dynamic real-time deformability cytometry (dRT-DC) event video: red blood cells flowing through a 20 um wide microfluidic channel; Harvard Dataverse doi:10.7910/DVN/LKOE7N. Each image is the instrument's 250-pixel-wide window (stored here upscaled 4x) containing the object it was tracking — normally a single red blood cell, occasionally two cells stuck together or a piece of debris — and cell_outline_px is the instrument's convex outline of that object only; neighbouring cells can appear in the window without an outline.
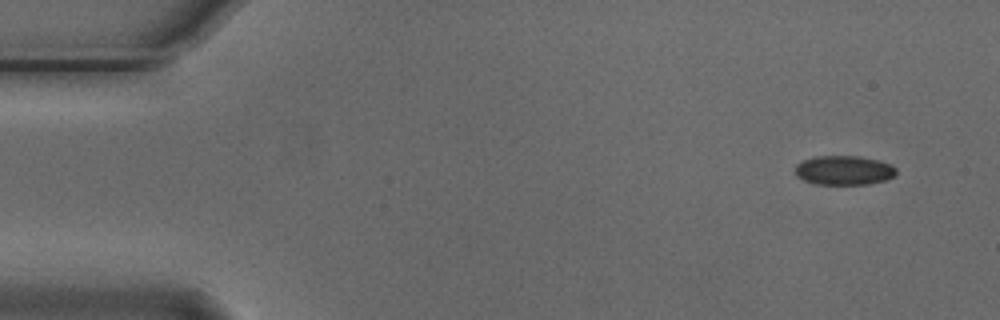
{"species": "Egyptian fruit bat (a non-hibernating species)", "species_latin": "Rousettus aegyptiacus", "temperature_condition": "cold", "stored_images_in_passage": 6, "camera_frame_rate_fps": 3000, "um_per_image_px": 0.085, "animal": {"sex": "male"}, "frame": {"image": 1, "passage_image": 1, "time_ms": 0.0, "image_size_px": [1000, 320], "cell_outline_px": [[896, 176], [884, 180], [868, 184], [816, 184], [804, 180], [796, 176], [796, 164], [804, 160], [816, 156], [860, 156], [880, 160], [892, 164], [896, 168]], "centroid_in_image_um": [71.77, 14.47], "position_along_channel_um": 13.2, "area_um2": 17.34}}
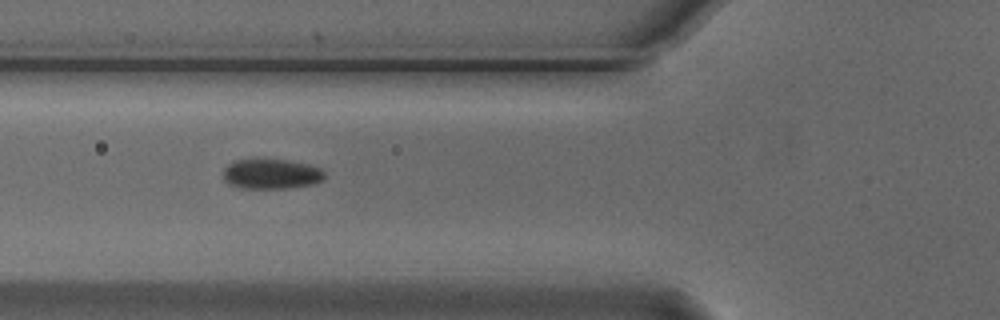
{"frame": {"image": 2, "passage_image": 5, "time_ms": 1.333, "image_size_px": [1000, 320], "cell_outline_px": [[324, 180], [312, 184], [288, 188], [240, 188], [228, 184], [224, 180], [224, 168], [228, 164], [236, 160], [252, 156], [288, 160], [308, 164], [324, 168]], "centroid_in_image_um": [23.04, 14.74], "position_along_channel_um": 102.8, "area_um2": 18.5}}
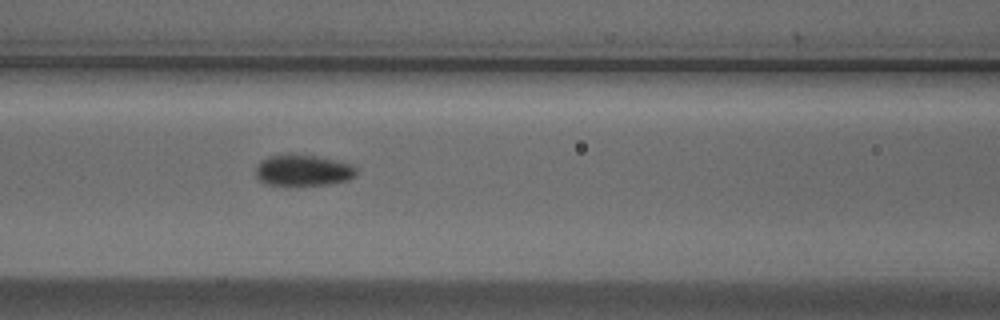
{"frame": {"image": 3, "passage_image": 6, "time_ms": 1.667, "image_size_px": [1000, 320], "cell_outline_px": [[356, 176], [348, 180], [328, 184], [268, 184], [260, 180], [256, 176], [256, 164], [260, 160], [268, 156], [288, 152], [292, 152], [316, 156], [352, 164], [356, 168]], "centroid_in_image_um": [25.73, 14.43], "position_along_channel_um": 140.9, "area_um2": 18.44}}